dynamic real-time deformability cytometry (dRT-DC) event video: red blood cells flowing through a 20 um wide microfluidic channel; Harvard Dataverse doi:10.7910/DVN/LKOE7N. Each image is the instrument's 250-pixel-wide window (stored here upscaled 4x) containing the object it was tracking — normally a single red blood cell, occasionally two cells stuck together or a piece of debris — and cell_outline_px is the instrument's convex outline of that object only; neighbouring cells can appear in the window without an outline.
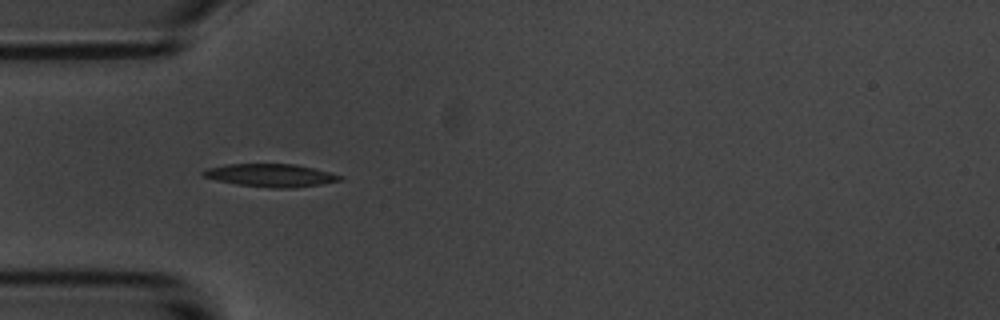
{"species": "common noctule bat (a hibernating species)", "species_latin": "Nyctalus noctula", "temperature_condition": "room temperature", "stored_images_in_passage": 40, "camera_frame_rate_fps": 3000, "um_per_image_px": 0.085, "animal": {"sex": "male", "body_mass_g": 20.1, "forearm_length_mm": 53.5}, "frame": {"image": 1, "passage_image": 1, "time_ms": 0.0, "image_size_px": [1000, 320], "cell_outline_px": [[344, 180], [320, 184], [292, 188], [268, 188], [236, 184], [216, 180], [200, 176], [200, 172], [208, 168], [224, 164], [296, 164], [344, 176]], "centroid_in_image_um": [22.97, 14.9], "position_along_channel_um": 62.0, "area_um2": 18.38}}
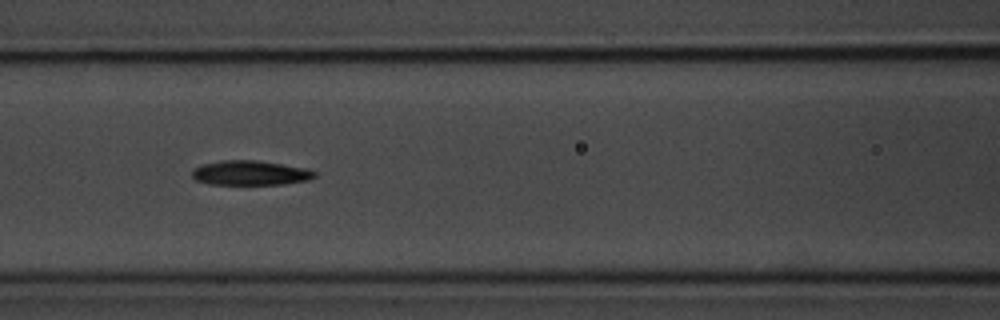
{"frame": {"image": 2, "passage_image": 8, "time_ms": 2.333, "image_size_px": [1000, 320], "cell_outline_px": [[316, 176], [308, 180], [284, 184], [208, 184], [196, 180], [192, 176], [192, 172], [196, 168], [204, 164], [224, 160], [256, 160], [308, 168], [316, 172]], "centroid_in_image_um": [21.32, 14.7], "position_along_channel_um": 145.3, "area_um2": 17.46}}
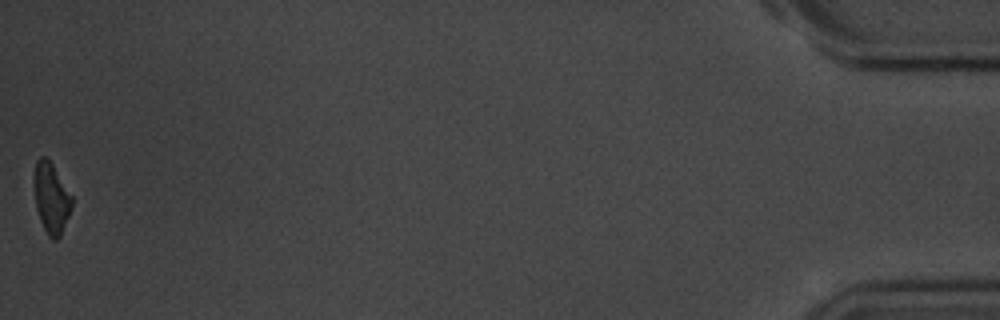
{"frame": {"image": 3, "passage_image": 40, "time_ms": 13.0, "image_size_px": [1000, 320], "cell_outline_px": [[72, 208], [60, 236], [56, 240], [52, 240], [48, 236], [40, 220], [36, 208], [36, 160], [40, 156], [44, 156], [52, 164], [72, 196]], "centroid_in_image_um": [4.39, 16.89], "position_along_channel_um": 430.8, "area_um2": 14.97}, "authors_computed_cell_mechanics": {"area_um2": 17.5423, "velocity_mm_per_s": 3.603, "shape_relaxation_time_tau1_ms": 3.569, "shape_relaxation_time_tau2_ms": 8.6489, "deformation_change_tau1": 0.1162, "deformation_change_tau2": 0.1952}}